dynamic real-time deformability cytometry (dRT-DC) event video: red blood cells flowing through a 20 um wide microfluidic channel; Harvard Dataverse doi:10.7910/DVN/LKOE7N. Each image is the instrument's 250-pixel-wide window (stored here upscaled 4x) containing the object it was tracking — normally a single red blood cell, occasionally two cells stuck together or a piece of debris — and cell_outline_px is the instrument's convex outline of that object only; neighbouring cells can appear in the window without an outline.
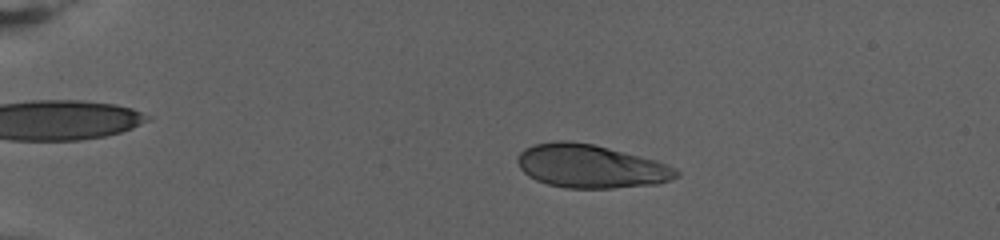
{"species": "human", "species_latin": "Homo sapiens", "temperature_condition": "warm", "stored_images_in_passage": 78, "camera_frame_rate_fps": 3000, "um_per_image_px": 0.085, "donor": {"sex": "female"}, "frame": {"image": 1, "passage_image": 17, "time_ms": 5.333, "image_size_px": [1000, 240], "cell_outline_px": [[680, 176], [672, 180], [656, 184], [612, 188], [564, 188], [548, 184], [536, 180], [528, 176], [520, 168], [516, 160], [516, 156], [524, 148], [532, 144], [556, 140], [568, 140], [592, 144], [656, 160], [676, 168], [680, 172]], "centroid_in_image_um": [50.19, 14.13], "position_along_channel_um": 34.8, "area_um2": 40.4}}
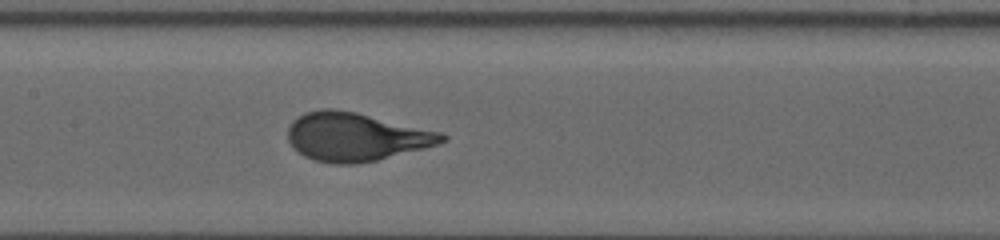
{"frame": {"image": 2, "passage_image": 41, "time_ms": 13.333, "image_size_px": [1000, 240], "cell_outline_px": [[448, 140], [424, 148], [376, 160], [356, 164], [332, 164], [312, 160], [304, 156], [292, 148], [288, 140], [288, 128], [292, 120], [304, 112], [320, 108], [332, 108], [356, 112], [444, 132], [448, 136]], "centroid_in_image_um": [30.23, 11.62], "position_along_channel_um": 177.2, "area_um2": 43.87}}
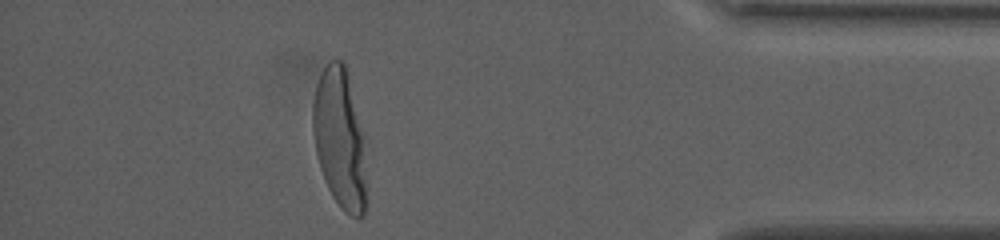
{"frame": {"image": 3, "passage_image": 70, "time_ms": 23.0, "image_size_px": [1000, 240], "cell_outline_px": [[364, 216], [352, 216], [344, 212], [340, 208], [332, 196], [324, 180], [320, 168], [316, 152], [312, 132], [312, 104], [316, 84], [328, 60], [344, 60], [364, 136]], "centroid_in_image_um": [28.84, 11.74], "position_along_channel_um": 406.4, "area_um2": 43.41}, "authors_computed_cell_mechanics": {"area_um2": 41.7027, "velocity_mm_per_s": 2.7187, "shape_relaxation_time_tau1_ms": 5.6045, "shape_relaxation_time_tau2_ms": null, "deformation_change_tau1": 0.2537, "deformation_change_tau2": null}}